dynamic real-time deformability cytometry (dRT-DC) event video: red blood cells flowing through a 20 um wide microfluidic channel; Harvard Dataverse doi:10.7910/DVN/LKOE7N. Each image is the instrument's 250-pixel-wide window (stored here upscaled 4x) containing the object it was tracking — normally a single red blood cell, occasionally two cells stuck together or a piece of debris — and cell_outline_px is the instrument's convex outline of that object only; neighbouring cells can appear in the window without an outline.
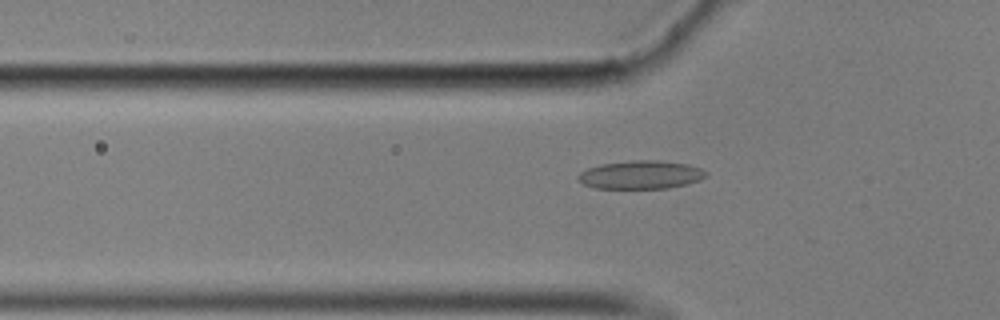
{"species": "common noctule bat (a hibernating species)", "species_latin": "Nyctalus noctula", "temperature_condition": "cold", "stored_images_in_passage": 17, "camera_frame_rate_fps": 3000, "um_per_image_px": 0.085, "animal": {"sex": "male", "body_mass_g": 17.9}, "frame": {"image": 1, "passage_image": 2, "time_ms": 0.333, "image_size_px": [1000, 320], "cell_outline_px": [[708, 176], [700, 180], [688, 184], [668, 188], [596, 188], [584, 184], [576, 176], [580, 172], [588, 168], [600, 164], [632, 160], [660, 160], [688, 164], [700, 168], [708, 172]], "centroid_in_image_um": [54.51, 14.85], "position_along_channel_um": 71.3, "area_um2": 21.21}}
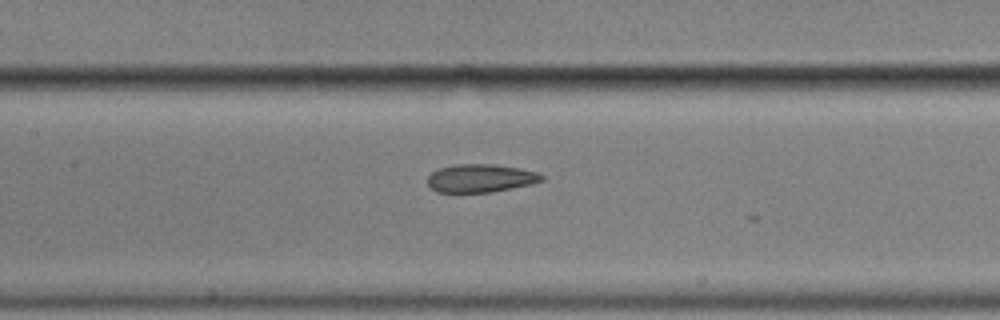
{"frame": {"image": 2, "passage_image": 10, "time_ms": 3.0, "image_size_px": [1000, 320], "cell_outline_px": [[544, 180], [532, 184], [488, 192], [436, 192], [428, 184], [428, 176], [432, 172], [440, 168], [456, 164], [496, 164], [520, 168], [536, 172], [544, 176]], "centroid_in_image_um": [40.86, 15.14], "position_along_channel_um": 166.5, "area_um2": 18.61}}
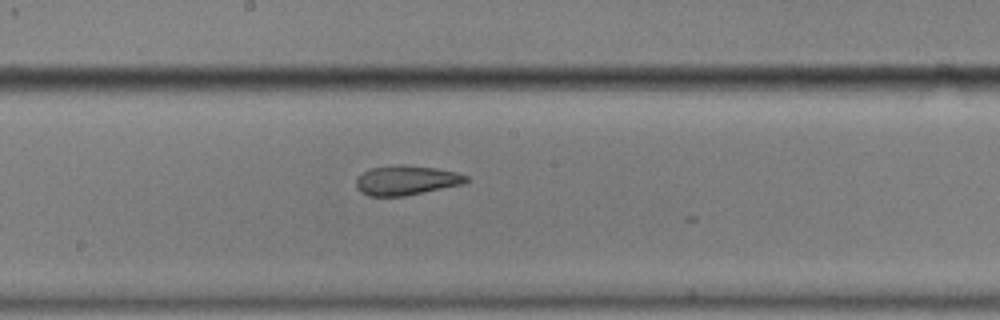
{"frame": {"image": 3, "passage_image": 14, "time_ms": 4.333, "image_size_px": [1000, 320], "cell_outline_px": [[468, 180], [460, 184], [404, 196], [368, 196], [360, 192], [356, 188], [356, 180], [364, 172], [372, 168], [396, 164], [400, 164], [436, 168], [456, 172], [468, 176]], "centroid_in_image_um": [34.49, 15.32], "position_along_channel_um": 213.7, "area_um2": 18.73}}